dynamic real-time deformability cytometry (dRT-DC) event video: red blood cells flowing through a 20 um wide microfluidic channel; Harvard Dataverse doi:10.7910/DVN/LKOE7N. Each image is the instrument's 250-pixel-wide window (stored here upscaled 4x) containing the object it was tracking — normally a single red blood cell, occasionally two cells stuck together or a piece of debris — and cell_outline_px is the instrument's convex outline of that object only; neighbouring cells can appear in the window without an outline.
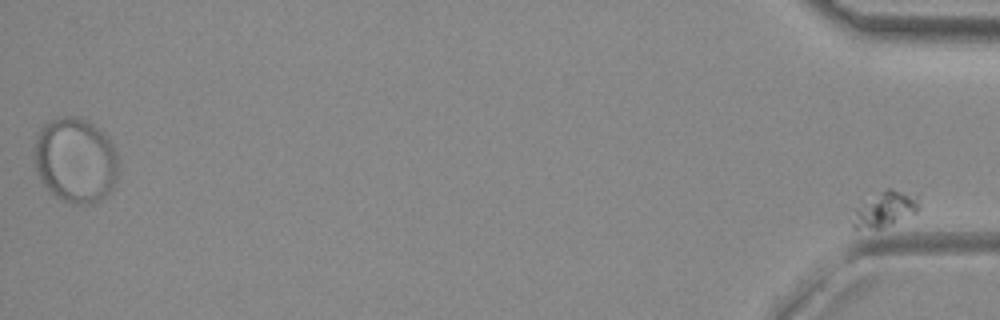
{"species": "common noctule bat (a hibernating species)", "species_latin": "Nyctalus noctula", "temperature_condition": "room temperature", "stored_images_in_passage": 47, "segment_of_instrument_passage": [2, 2], "camera_frame_rate_fps": 3000, "um_per_image_px": 0.085, "animal": {"sex": "female", "body_mass_g": 29.2, "forearm_length_mm": 56.3}, "frame": {"image": 1, "passage_image": 47, "time_ms": 15.333, "image_size_px": [1000, 320], "cell_outline_px": [[920, 208], [916, 212], [880, 228], [856, 228], [852, 224], [852, 208], [884, 188], [892, 188], [916, 196], [920, 204]], "centroid_in_image_um": [75.16, 17.74], "position_along_channel_um": 360.0, "area_um2": 13.64}}